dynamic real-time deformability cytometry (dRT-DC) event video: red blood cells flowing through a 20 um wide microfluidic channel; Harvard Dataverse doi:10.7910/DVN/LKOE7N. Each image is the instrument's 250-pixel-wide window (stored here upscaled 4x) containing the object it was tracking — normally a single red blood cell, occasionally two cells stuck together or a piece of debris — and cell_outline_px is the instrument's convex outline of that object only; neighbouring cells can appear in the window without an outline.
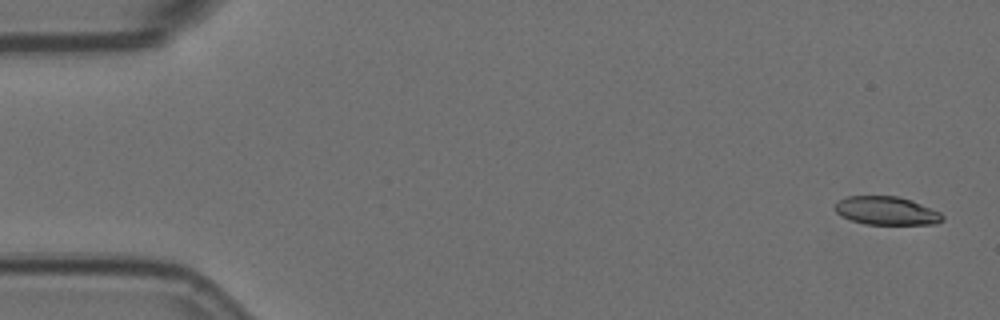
{"species": "Egyptian fruit bat (a non-hibernating species)", "species_latin": "Rousettus aegyptiacus", "temperature_condition": "room temperature", "stored_images_in_passage": 5, "camera_frame_rate_fps": 3000, "um_per_image_px": 0.085, "animal": {"sex": "female"}, "frame": {"image": 1, "passage_image": 1, "time_ms": 0.0, "image_size_px": [1000, 320], "cell_outline_px": [[944, 220], [936, 224], [864, 224], [840, 216], [836, 212], [836, 204], [840, 200], [848, 196], [896, 196], [912, 200], [940, 212], [944, 216]], "centroid_in_image_um": [75.38, 17.92], "position_along_channel_um": 9.6, "area_um2": 17.69}}
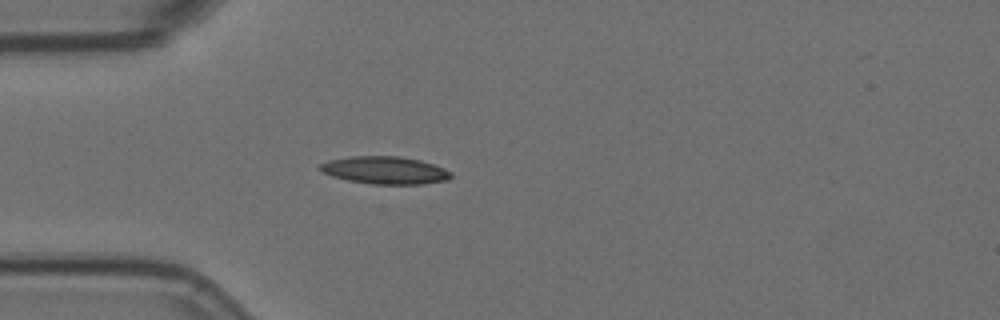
{"frame": {"image": 2, "passage_image": 5, "time_ms": 1.333, "image_size_px": [1000, 320], "cell_outline_px": [[452, 176], [448, 180], [424, 184], [372, 184], [348, 180], [332, 176], [320, 172], [316, 168], [320, 164], [328, 160], [352, 156], [400, 156], [420, 160], [444, 168], [452, 172]], "centroid_in_image_um": [32.7, 14.47], "position_along_channel_um": 52.3, "area_um2": 21.21}}